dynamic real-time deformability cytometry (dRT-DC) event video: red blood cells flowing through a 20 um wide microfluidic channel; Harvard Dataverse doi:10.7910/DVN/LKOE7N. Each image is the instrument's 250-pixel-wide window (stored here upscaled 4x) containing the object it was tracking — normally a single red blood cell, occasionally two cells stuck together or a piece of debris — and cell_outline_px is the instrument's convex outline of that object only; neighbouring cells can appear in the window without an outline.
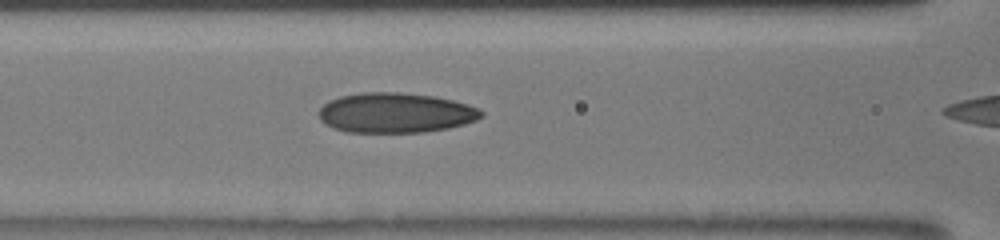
{"species": "human", "species_latin": "Homo sapiens", "temperature_condition": "room temperature", "stored_images_in_passage": 11, "segment_of_instrument_passage": [1, 2], "camera_frame_rate_fps": 3000, "um_per_image_px": 0.085, "donor": {"sex": "male"}, "frame": {"image": 1, "passage_image": 8, "time_ms": 2.0, "image_size_px": [1000, 240], "cell_outline_px": [[484, 116], [476, 120], [464, 124], [448, 128], [424, 132], [348, 132], [332, 128], [324, 124], [320, 120], [316, 112], [328, 100], [340, 96], [360, 92], [400, 92], [436, 96], [468, 104], [480, 108], [484, 112]], "centroid_in_image_um": [33.6, 9.58], "position_along_channel_um": 133.0, "area_um2": 38.38}}
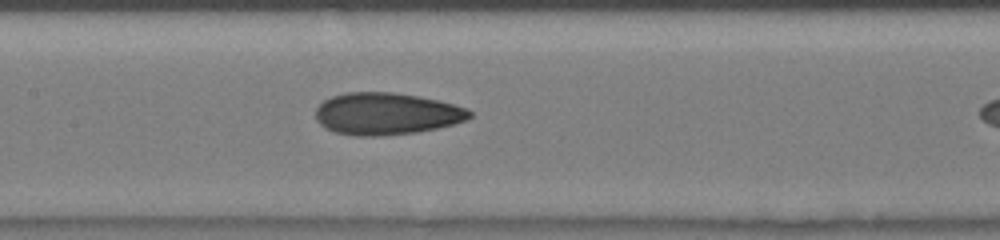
{"frame": {"image": 2, "passage_image": 10, "time_ms": 3.0, "image_size_px": [1000, 240], "cell_outline_px": [[472, 116], [464, 120], [452, 124], [436, 128], [416, 132], [380, 136], [356, 136], [336, 132], [320, 124], [316, 120], [316, 108], [324, 100], [332, 96], [344, 92], [392, 92], [416, 96], [436, 100], [452, 104], [464, 108], [472, 112]], "centroid_in_image_um": [32.8, 9.67], "position_along_channel_um": 174.6, "area_um2": 37.34}}